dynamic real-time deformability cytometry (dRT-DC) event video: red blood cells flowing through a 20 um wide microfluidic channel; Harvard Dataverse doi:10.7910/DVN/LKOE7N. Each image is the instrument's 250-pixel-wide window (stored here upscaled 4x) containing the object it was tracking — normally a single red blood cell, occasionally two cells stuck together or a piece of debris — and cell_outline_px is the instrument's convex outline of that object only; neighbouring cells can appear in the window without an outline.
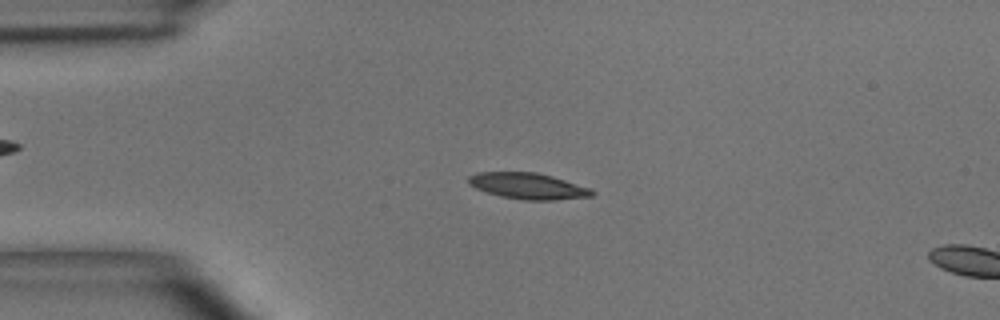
{"species": "common noctule bat (a hibernating species)", "species_latin": "Nyctalus noctula", "temperature_condition": "room temperature", "stored_images_in_passage": 6, "camera_frame_rate_fps": 3000, "um_per_image_px": 0.085, "animal": {"sex": "male", "body_mass_g": 15.6}, "frame": {"image": 1, "passage_image": 3, "time_ms": 0.667, "image_size_px": [1000, 320], "cell_outline_px": [[596, 192], [592, 196], [552, 200], [524, 200], [500, 196], [476, 188], [468, 184], [468, 176], [480, 172], [536, 172], [552, 176], [592, 188]], "centroid_in_image_um": [44.91, 15.81], "position_along_channel_um": 40.1, "area_um2": 18.79}}